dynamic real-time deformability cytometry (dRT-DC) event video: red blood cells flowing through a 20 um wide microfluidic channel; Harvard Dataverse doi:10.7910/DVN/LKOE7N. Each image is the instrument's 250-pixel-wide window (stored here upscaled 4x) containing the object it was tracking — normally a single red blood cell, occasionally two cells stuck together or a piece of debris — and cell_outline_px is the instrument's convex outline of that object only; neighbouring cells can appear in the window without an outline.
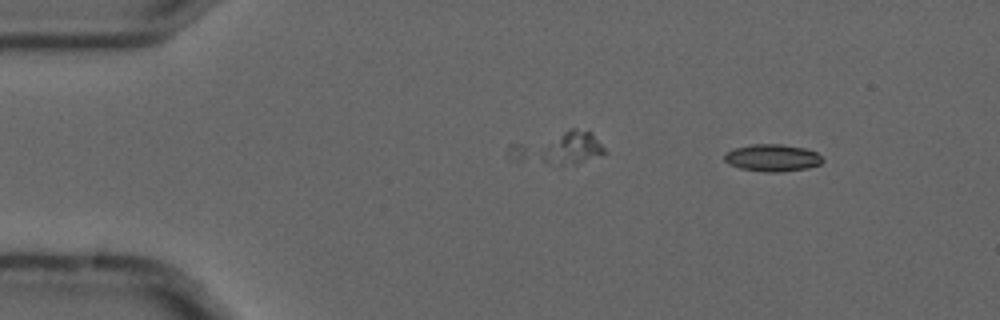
{"species": "common noctule bat (a hibernating species)", "species_latin": "Nyctalus noctula", "temperature_condition": "cold", "stored_images_in_passage": 4, "camera_frame_rate_fps": 3000, "um_per_image_px": 0.085, "animal": {"sex": "male", "forearm_length_mm": 52.5}, "frame": {"image": 1, "passage_image": 1, "time_ms": 0.0, "image_size_px": [1000, 320], "cell_outline_px": [[824, 160], [820, 164], [808, 168], [780, 172], [768, 172], [740, 168], [728, 164], [724, 160], [724, 152], [732, 148], [752, 144], [780, 144], [804, 148], [816, 152]], "centroid_in_image_um": [65.61, 13.41], "position_along_channel_um": 19.4, "area_um2": 15.61}}